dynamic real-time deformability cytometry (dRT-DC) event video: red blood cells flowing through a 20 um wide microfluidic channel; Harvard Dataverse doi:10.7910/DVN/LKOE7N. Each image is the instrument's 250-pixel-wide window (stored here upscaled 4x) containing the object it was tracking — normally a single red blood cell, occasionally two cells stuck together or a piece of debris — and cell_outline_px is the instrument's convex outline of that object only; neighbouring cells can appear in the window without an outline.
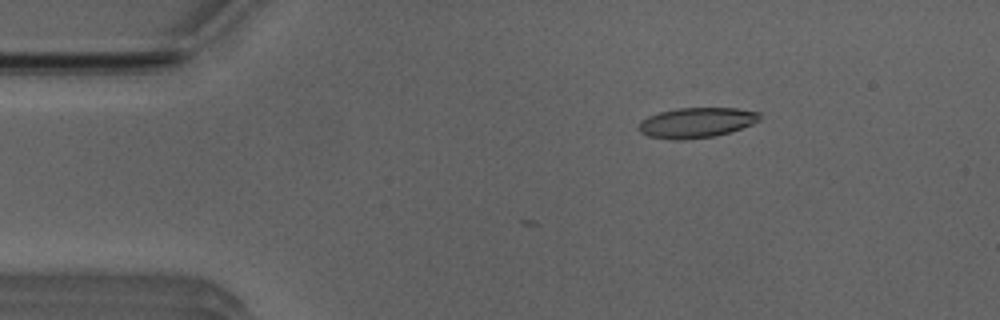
{"species": "Egyptian fruit bat (a non-hibernating species)", "species_latin": "Rousettus aegyptiacus", "temperature_condition": "room temperature", "stored_images_in_passage": 8, "camera_frame_rate_fps": 3000, "um_per_image_px": 0.085, "animal": {"sex": "male"}, "frame": {"image": 1, "passage_image": 1, "time_ms": 0.0, "image_size_px": [1000, 320], "cell_outline_px": [[760, 120], [752, 124], [716, 136], [684, 140], [676, 140], [648, 136], [640, 132], [636, 128], [640, 120], [648, 116], [660, 112], [676, 108], [736, 108], [760, 112]], "centroid_in_image_um": [59.16, 10.42], "position_along_channel_um": 25.8, "area_um2": 21.39}}